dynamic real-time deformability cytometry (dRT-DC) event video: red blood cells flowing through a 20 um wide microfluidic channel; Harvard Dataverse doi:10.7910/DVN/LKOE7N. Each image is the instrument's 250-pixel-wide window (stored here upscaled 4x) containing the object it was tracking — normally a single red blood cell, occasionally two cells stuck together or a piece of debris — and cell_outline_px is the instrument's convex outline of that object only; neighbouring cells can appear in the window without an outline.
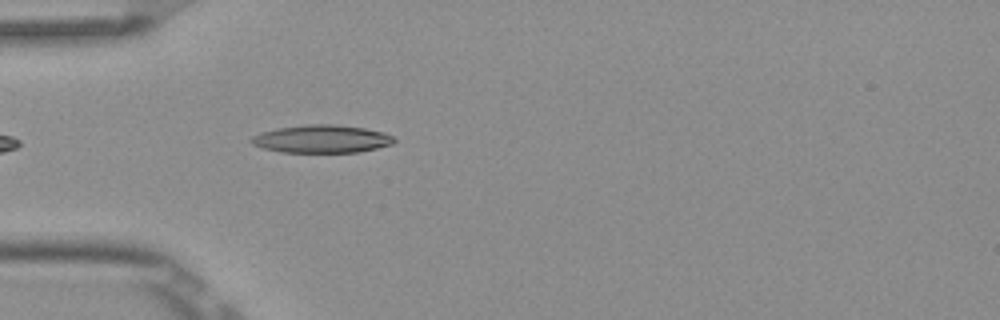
{"species": "Egyptian fruit bat (a non-hibernating species)", "species_latin": "Rousettus aegyptiacus", "temperature_condition": "room temperature", "stored_images_in_passage": 3, "camera_frame_rate_fps": 3000, "um_per_image_px": 0.085, "frame": {"image": 1, "passage_image": 3, "time_ms": 0.667, "image_size_px": [1000, 320], "cell_outline_px": [[396, 140], [392, 144], [376, 148], [356, 152], [280, 152], [264, 148], [252, 144], [248, 140], [252, 136], [276, 128], [304, 124], [332, 124], [364, 128], [384, 132], [392, 136]], "centroid_in_image_um": [27.32, 11.8], "position_along_channel_um": 57.7, "area_um2": 23.12}}